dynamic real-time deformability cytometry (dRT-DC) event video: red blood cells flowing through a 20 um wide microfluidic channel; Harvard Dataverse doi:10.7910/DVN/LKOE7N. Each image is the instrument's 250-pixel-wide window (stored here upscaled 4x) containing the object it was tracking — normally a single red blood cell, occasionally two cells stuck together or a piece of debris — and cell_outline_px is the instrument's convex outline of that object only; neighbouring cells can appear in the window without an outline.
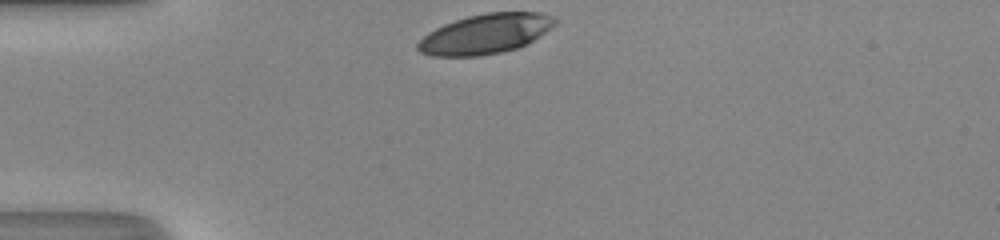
{"species": "human", "species_latin": "Homo sapiens", "temperature_condition": "room temperature", "stored_images_in_passage": 27, "camera_frame_rate_fps": 3000, "um_per_image_px": 0.085, "donor": {"sex": "male"}, "frame": {"image": 1, "passage_image": 1, "time_ms": 0.0, "image_size_px": [1000, 240], "cell_outline_px": [[560, 20], [556, 24], [532, 40], [516, 48], [500, 52], [480, 56], [432, 56], [420, 52], [416, 48], [416, 44], [428, 32], [444, 24], [468, 16], [488, 12], [540, 12], [556, 16]], "centroid_in_image_um": [41.27, 2.87], "position_along_channel_um": 43.7, "area_um2": 31.73}}
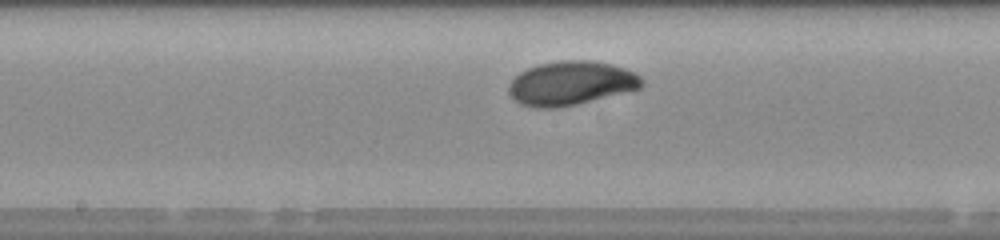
{"frame": {"image": 2, "passage_image": 14, "time_ms": 4.333, "image_size_px": [1000, 240], "cell_outline_px": [[644, 84], [640, 88], [576, 104], [556, 108], [532, 108], [520, 104], [508, 92], [508, 84], [520, 72], [528, 68], [540, 64], [560, 60], [588, 60], [612, 64], [636, 72], [644, 80]], "centroid_in_image_um": [48.53, 7.07], "position_along_channel_um": 199.7, "area_um2": 34.04}}
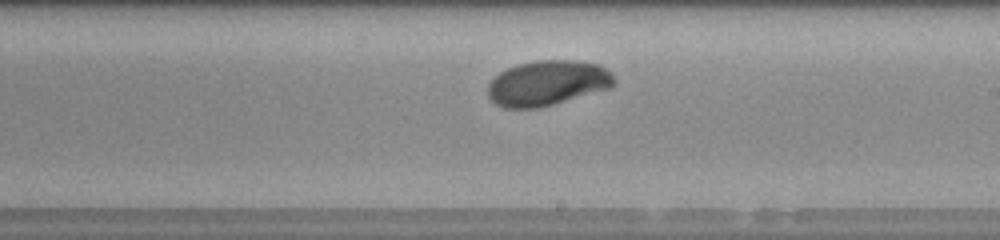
{"frame": {"image": 3, "passage_image": 17, "time_ms": 5.333, "image_size_px": [1000, 240], "cell_outline_px": [[616, 84], [612, 88], [540, 108], [504, 108], [496, 104], [488, 96], [488, 84], [500, 72], [516, 64], [536, 60], [580, 60], [600, 64], [612, 72], [616, 80]], "centroid_in_image_um": [46.59, 7.05], "position_along_channel_um": 242.4, "area_um2": 33.76}, "authors_computed_cell_mechanics": {"area_um2": 33.1194, "velocity_mm_per_s": 4.2953, "shape_relaxation_time_tau1_ms": 2.8657, "shape_relaxation_time_tau2_ms": null, "deformation_change_tau1": 0.1612, "deformation_change_tau2": null}}